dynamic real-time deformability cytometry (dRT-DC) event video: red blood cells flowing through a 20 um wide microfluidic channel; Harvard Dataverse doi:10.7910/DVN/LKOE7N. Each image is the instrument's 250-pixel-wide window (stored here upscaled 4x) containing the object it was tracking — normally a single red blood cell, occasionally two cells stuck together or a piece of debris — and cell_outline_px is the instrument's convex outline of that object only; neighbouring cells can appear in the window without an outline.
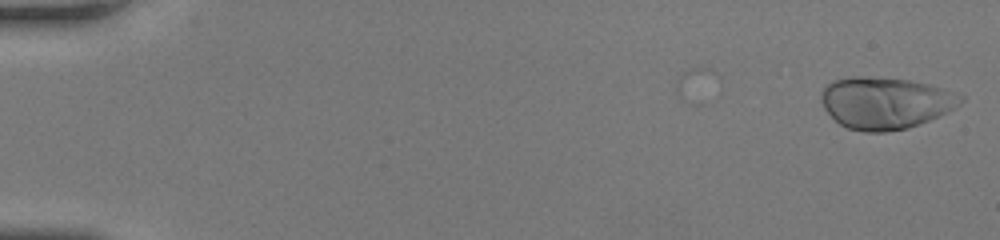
{"species": "human", "species_latin": "Homo sapiens", "temperature_condition": "room temperature", "stored_images_in_passage": 47, "camera_frame_rate_fps": 3000, "um_per_image_px": 0.085, "donor": {"sex": "female"}, "frame": {"image": 1, "passage_image": 1, "time_ms": 0.0, "image_size_px": [1000, 240], "cell_outline_px": [[964, 100], [952, 108], [928, 120], [908, 128], [884, 132], [864, 132], [848, 128], [840, 124], [824, 108], [824, 88], [832, 80], [852, 76], [860, 76], [908, 80], [928, 84], [956, 92], [964, 96]], "centroid_in_image_um": [75.26, 8.74], "position_along_channel_um": 9.7, "area_um2": 41.38}}
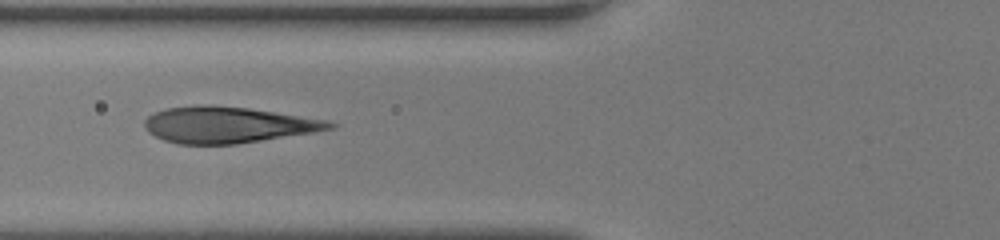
{"frame": {"image": 2, "passage_image": 20, "time_ms": 6.333, "image_size_px": [1000, 240], "cell_outline_px": [[340, 124], [336, 128], [312, 132], [236, 144], [176, 144], [164, 140], [148, 132], [144, 128], [144, 120], [148, 116], [164, 108], [200, 104], [208, 104], [248, 108], [328, 120]], "centroid_in_image_um": [19.35, 10.6], "position_along_channel_um": 106.5, "area_um2": 39.13}}
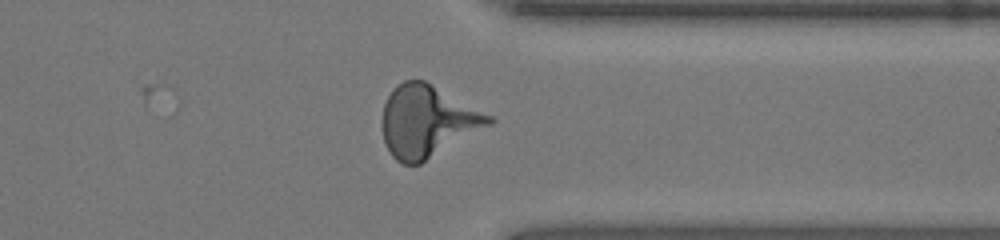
{"frame": {"image": 3, "passage_image": 39, "time_ms": 12.667, "image_size_px": [1000, 240], "cell_outline_px": [[496, 120], [492, 124], [420, 164], [404, 164], [396, 160], [392, 156], [384, 140], [380, 124], [384, 104], [392, 88], [396, 84], [404, 80], [424, 80], [492, 116]], "centroid_in_image_um": [36.29, 10.31], "position_along_channel_um": 375.1, "area_um2": 44.51}}